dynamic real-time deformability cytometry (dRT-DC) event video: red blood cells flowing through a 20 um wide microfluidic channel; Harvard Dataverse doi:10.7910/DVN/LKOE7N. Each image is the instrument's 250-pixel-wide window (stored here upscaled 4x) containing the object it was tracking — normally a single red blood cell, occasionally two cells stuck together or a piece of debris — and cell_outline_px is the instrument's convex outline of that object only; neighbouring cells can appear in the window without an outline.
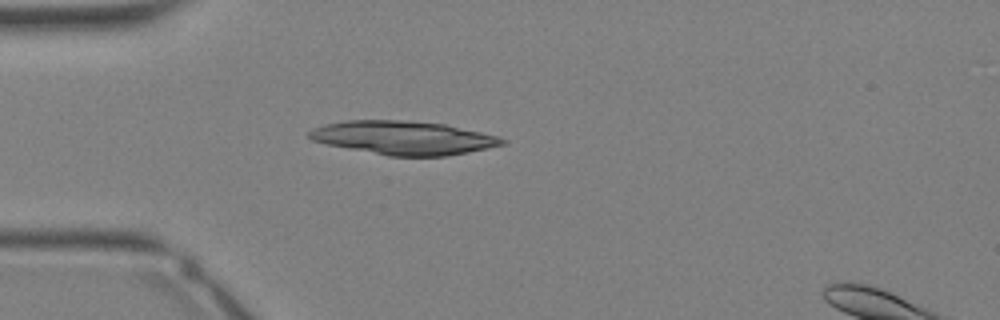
{"species": "Egyptian fruit bat (a non-hibernating species)", "species_latin": "Rousettus aegyptiacus", "temperature_condition": "warm", "stored_images_in_passage": 4, "camera_frame_rate_fps": 3000, "um_per_image_px": 0.085, "animal": {"sex": "female"}, "frame": {"image": 1, "passage_image": 1, "time_ms": 0.0, "image_size_px": [1000, 320], "cell_outline_px": [[508, 140], [504, 144], [488, 148], [448, 156], [388, 156], [328, 144], [312, 140], [308, 136], [308, 132], [312, 128], [324, 124], [344, 120], [408, 120], [444, 124], [500, 136]], "centroid_in_image_um": [34.31, 11.7], "position_along_channel_um": 50.7, "area_um2": 37.86}}